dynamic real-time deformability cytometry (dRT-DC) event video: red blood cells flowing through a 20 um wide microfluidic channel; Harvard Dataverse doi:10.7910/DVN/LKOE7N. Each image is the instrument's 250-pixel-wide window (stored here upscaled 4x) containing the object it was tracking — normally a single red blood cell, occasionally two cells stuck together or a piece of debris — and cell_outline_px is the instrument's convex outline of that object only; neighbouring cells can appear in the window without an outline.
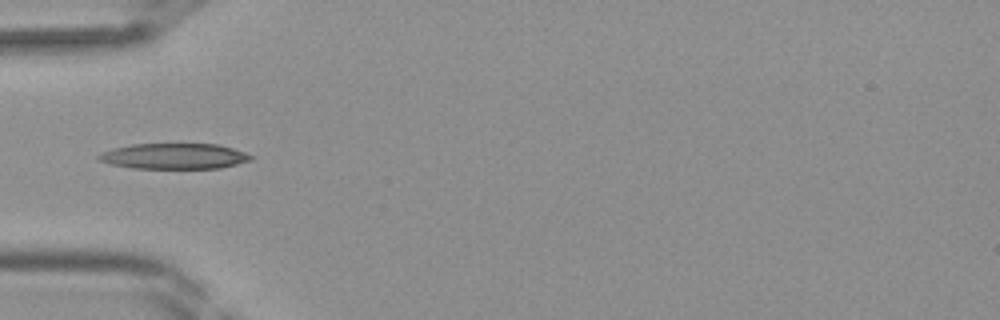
{"species": "Egyptian fruit bat (a non-hibernating species)", "species_latin": "Rousettus aegyptiacus", "temperature_condition": "room temperature", "stored_images_in_passage": 14, "camera_frame_rate_fps": 3000, "um_per_image_px": 0.085, "frame": {"image": 1, "passage_image": 3, "time_ms": 0.667, "image_size_px": [1000, 320], "cell_outline_px": [[256, 156], [252, 160], [220, 168], [132, 168], [112, 164], [100, 160], [96, 156], [100, 152], [112, 148], [132, 144], [216, 144], [232, 148]], "centroid_in_image_um": [14.81, 13.27], "position_along_channel_um": 70.2, "area_um2": 22.72}}
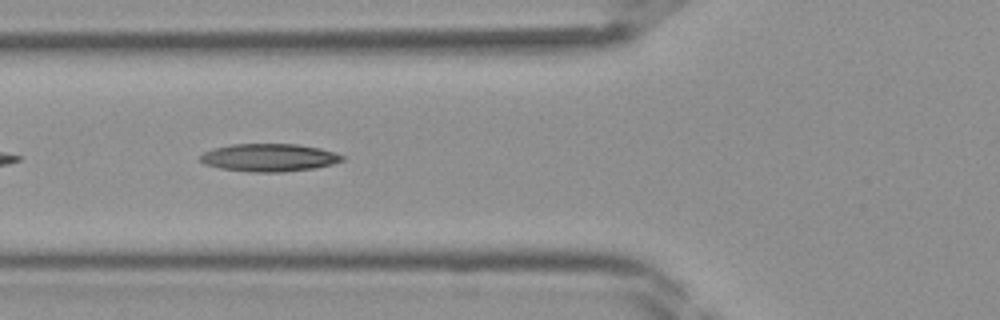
{"frame": {"image": 2, "passage_image": 5, "time_ms": 1.333, "image_size_px": [1000, 320], "cell_outline_px": [[344, 160], [332, 164], [316, 168], [284, 172], [252, 172], [220, 168], [204, 164], [200, 160], [200, 156], [204, 152], [212, 148], [232, 144], [296, 144], [320, 148], [344, 156]], "centroid_in_image_um": [22.86, 13.4], "position_along_channel_um": 102.9, "area_um2": 23.0}}